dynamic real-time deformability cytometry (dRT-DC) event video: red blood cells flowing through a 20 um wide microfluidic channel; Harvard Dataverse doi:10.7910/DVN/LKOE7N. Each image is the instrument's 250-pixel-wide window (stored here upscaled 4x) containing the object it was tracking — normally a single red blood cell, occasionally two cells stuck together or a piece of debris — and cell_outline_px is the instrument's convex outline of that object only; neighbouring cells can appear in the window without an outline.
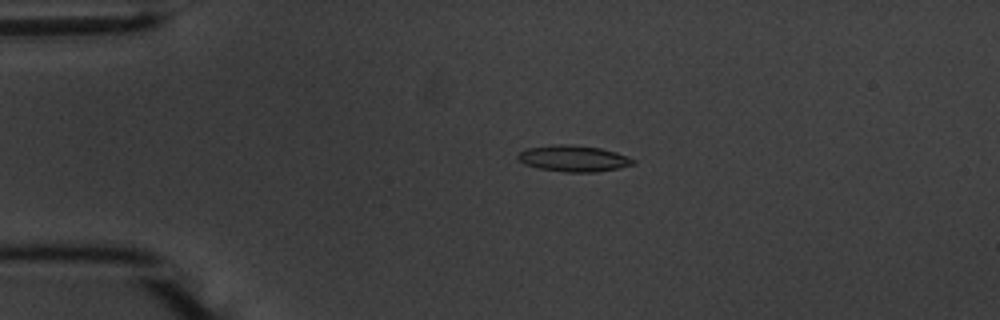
{"species": "common noctule bat (a hibernating species)", "species_latin": "Nyctalus noctula", "temperature_condition": "warm", "stored_images_in_passage": 50, "camera_frame_rate_fps": 3000, "um_per_image_px": 0.085, "animal": {"sex": "male", "body_mass_g": 20.1, "forearm_length_mm": 53.5}, "frame": {"image": 1, "passage_image": 8, "time_ms": 2.333, "image_size_px": [1000, 320], "cell_outline_px": [[636, 164], [596, 172], [564, 172], [540, 168], [524, 164], [516, 156], [520, 152], [528, 148], [556, 144], [572, 144], [600, 148], [616, 152], [628, 156], [636, 160]], "centroid_in_image_um": [48.78, 13.46], "position_along_channel_um": 36.2, "area_um2": 17.57}}
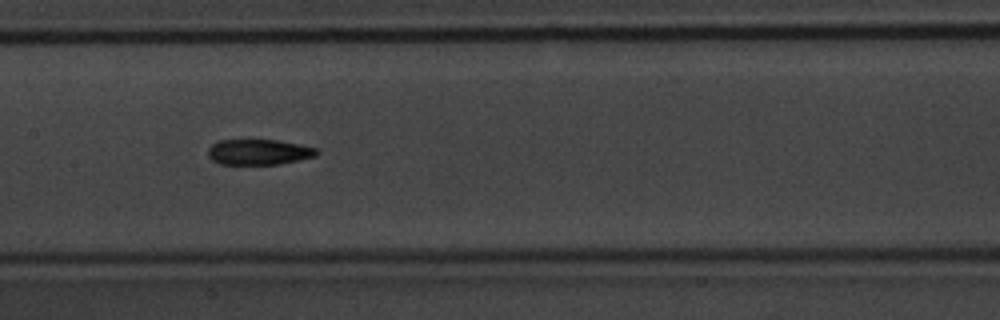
{"frame": {"image": 2, "passage_image": 23, "time_ms": 7.333, "image_size_px": [1000, 320], "cell_outline_px": [[320, 152], [316, 156], [280, 164], [220, 164], [212, 160], [208, 156], [208, 148], [212, 144], [220, 140], [276, 140], [300, 144], [316, 148]], "centroid_in_image_um": [22.0, 12.92], "position_along_channel_um": 185.4, "area_um2": 16.18}}
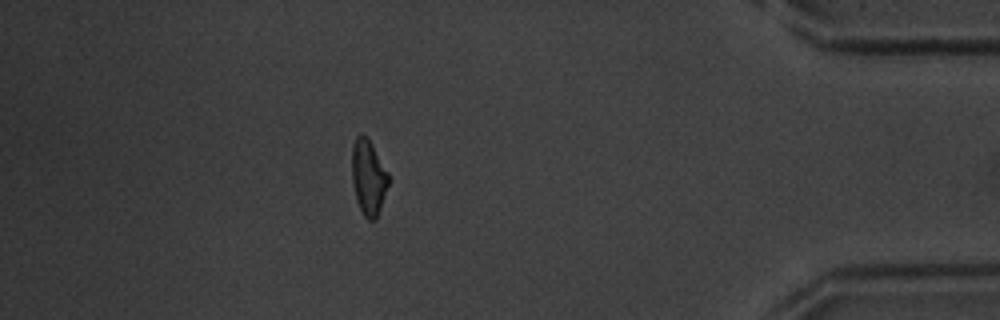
{"frame": {"image": 3, "passage_image": 44, "time_ms": 14.333, "image_size_px": [1000, 320], "cell_outline_px": [[388, 184], [376, 220], [368, 220], [364, 216], [356, 200], [352, 184], [352, 148], [356, 136], [360, 132], [368, 136], [388, 172]], "centroid_in_image_um": [31.3, 15.03], "position_along_channel_um": 403.9, "area_um2": 16.13}, "authors_computed_cell_mechanics": {"area_um2": 16.5308, "velocity_mm_per_s": 3.7258, "shape_relaxation_time_tau1_ms": 4.2585, "shape_relaxation_time_tau2_ms": 7.3122, "deformation_change_tau1": 0.1406, "deformation_change_tau2": 0.1623}}